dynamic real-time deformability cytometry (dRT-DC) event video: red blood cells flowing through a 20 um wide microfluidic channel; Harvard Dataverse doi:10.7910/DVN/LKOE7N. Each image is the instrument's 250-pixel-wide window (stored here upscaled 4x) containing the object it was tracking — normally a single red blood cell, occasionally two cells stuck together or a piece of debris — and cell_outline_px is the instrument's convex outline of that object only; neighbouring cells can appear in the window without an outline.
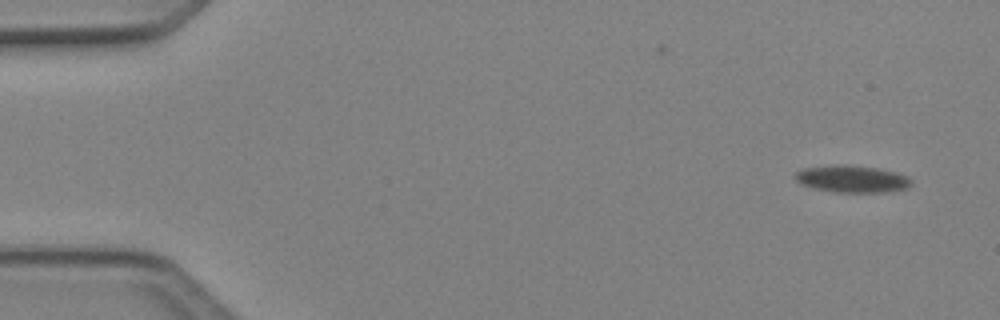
{"species": "Egyptian fruit bat (a non-hibernating species)", "species_latin": "Rousettus aegyptiacus", "temperature_condition": "cold", "stored_images_in_passage": 2, "camera_frame_rate_fps": 3000, "um_per_image_px": 0.085, "animal": {"sex": "female"}, "frame": {"image": 1, "passage_image": 2, "time_ms": 0.333, "image_size_px": [1000, 320], "cell_outline_px": [[912, 184], [908, 188], [884, 192], [836, 192], [812, 188], [800, 184], [792, 176], [796, 172], [804, 168], [832, 164], [844, 164], [880, 168], [896, 172], [908, 176], [912, 180]], "centroid_in_image_um": [72.41, 15.2], "position_along_channel_um": 12.6, "area_um2": 18.67}}